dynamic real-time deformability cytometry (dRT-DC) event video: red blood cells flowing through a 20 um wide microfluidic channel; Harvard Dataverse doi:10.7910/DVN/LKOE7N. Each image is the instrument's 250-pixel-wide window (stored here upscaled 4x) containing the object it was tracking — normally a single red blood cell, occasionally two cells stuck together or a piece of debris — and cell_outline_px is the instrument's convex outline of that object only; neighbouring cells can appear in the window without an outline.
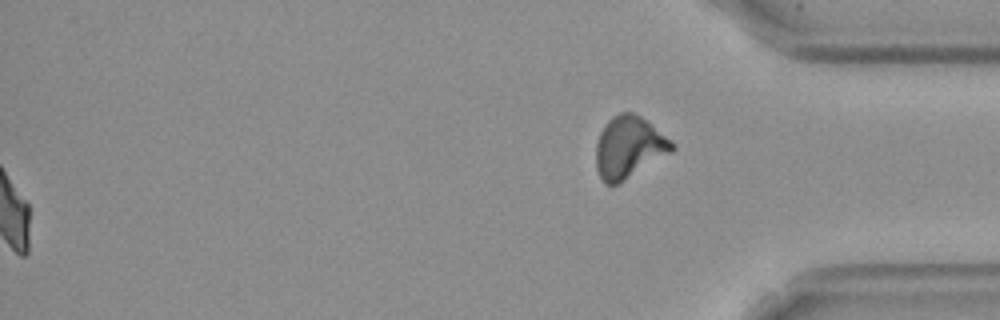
{"species": "Egyptian fruit bat (a non-hibernating species)", "species_latin": "Rousettus aegyptiacus", "temperature_condition": "cold", "stored_images_in_passage": 58, "segment_of_instrument_passage": [2, 2], "camera_frame_rate_fps": 3000, "um_per_image_px": 0.085, "frame": {"image": 1, "passage_image": 58, "time_ms": 19.0, "image_size_px": [1000, 320], "cell_outline_px": [[676, 148], [672, 152], [616, 184], [604, 184], [596, 168], [596, 144], [600, 132], [604, 124], [612, 116], [620, 112], [632, 112], [640, 116], [676, 144]], "centroid_in_image_um": [53.44, 12.5], "position_along_channel_um": 381.8, "area_um2": 27.11}}